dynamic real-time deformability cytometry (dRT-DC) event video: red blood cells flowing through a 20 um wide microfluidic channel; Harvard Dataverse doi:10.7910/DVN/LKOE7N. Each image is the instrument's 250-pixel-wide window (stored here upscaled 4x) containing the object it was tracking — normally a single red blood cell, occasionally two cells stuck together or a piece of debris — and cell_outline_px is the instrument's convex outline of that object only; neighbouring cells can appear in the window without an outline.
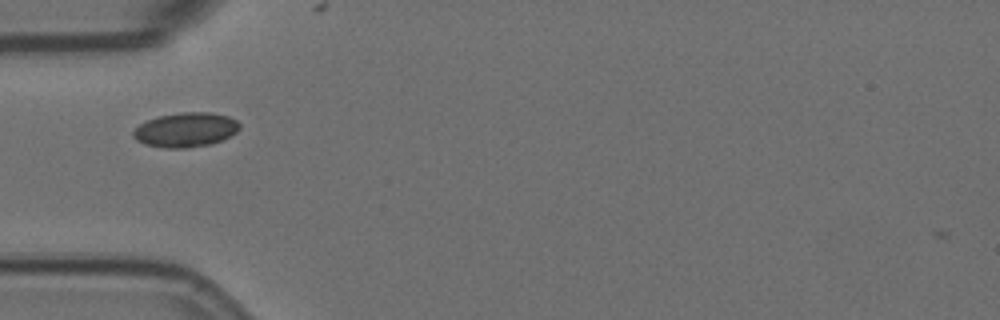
{"species": "Egyptian fruit bat (a non-hibernating species)", "species_latin": "Rousettus aegyptiacus", "temperature_condition": "room temperature", "stored_images_in_passage": 4, "camera_frame_rate_fps": 3000, "um_per_image_px": 0.085, "animal": {"sex": "female"}, "frame": {"image": 1, "passage_image": 4, "time_ms": 1.0, "image_size_px": [1000, 320], "cell_outline_px": [[240, 128], [236, 132], [220, 140], [208, 144], [184, 148], [164, 148], [148, 144], [136, 140], [132, 136], [132, 132], [140, 124], [148, 120], [160, 116], [180, 112], [212, 112], [228, 116], [236, 120], [240, 124]], "centroid_in_image_um": [15.78, 11.02], "position_along_channel_um": 69.2, "area_um2": 21.1}}